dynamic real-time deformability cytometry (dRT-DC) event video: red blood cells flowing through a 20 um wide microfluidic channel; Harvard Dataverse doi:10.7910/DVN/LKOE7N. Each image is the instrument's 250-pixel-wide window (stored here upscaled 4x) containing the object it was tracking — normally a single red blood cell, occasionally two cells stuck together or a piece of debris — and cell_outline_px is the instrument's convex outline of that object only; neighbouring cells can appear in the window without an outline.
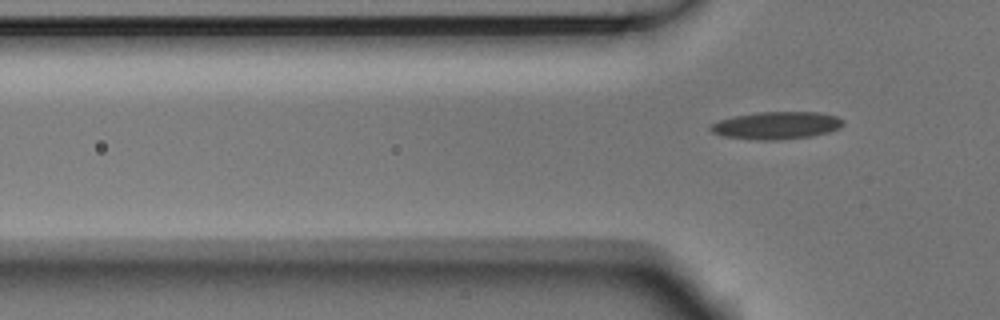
{"species": "Egyptian fruit bat (a non-hibernating species)", "species_latin": "Rousettus aegyptiacus", "temperature_condition": "room temperature", "stored_images_in_passage": 5, "segment_of_instrument_passage": [2, 2], "camera_frame_rate_fps": 3000, "um_per_image_px": 0.085, "animal": {"sex": "male"}, "frame": {"image": 1, "passage_image": 5, "time_ms": 1.333, "image_size_px": [1000, 320], "cell_outline_px": [[844, 124], [840, 128], [828, 132], [812, 136], [776, 140], [760, 140], [724, 136], [712, 132], [708, 128], [712, 124], [720, 120], [736, 116], [760, 112], [816, 112], [836, 116], [844, 120]], "centroid_in_image_um": [66.03, 10.66], "position_along_channel_um": 59.8, "area_um2": 21.04}}